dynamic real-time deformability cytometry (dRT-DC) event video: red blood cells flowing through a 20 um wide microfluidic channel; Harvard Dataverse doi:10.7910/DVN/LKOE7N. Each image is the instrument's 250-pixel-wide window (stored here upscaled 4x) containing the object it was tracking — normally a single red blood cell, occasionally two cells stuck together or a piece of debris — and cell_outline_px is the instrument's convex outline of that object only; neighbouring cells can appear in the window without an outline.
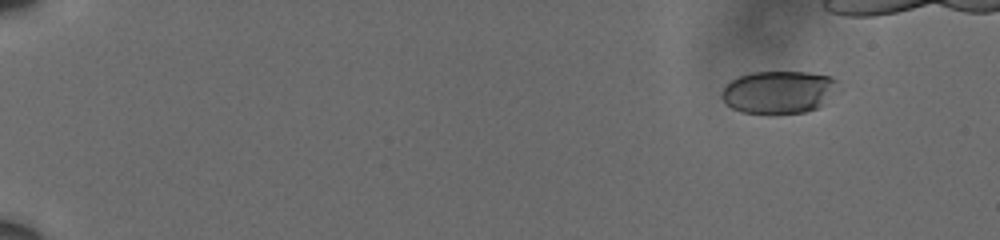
{"species": "human", "species_latin": "Homo sapiens", "temperature_condition": "cold", "stored_images_in_passage": 49, "camera_frame_rate_fps": 3000, "um_per_image_px": 0.085, "donor": {"sex": "male"}, "frame": {"image": 1, "passage_image": 1, "time_ms": 0.0, "image_size_px": [1000, 240], "cell_outline_px": [[836, 80], [824, 104], [820, 108], [804, 112], [772, 116], [744, 112], [732, 108], [720, 96], [724, 88], [732, 80], [740, 76], [752, 72], [808, 72], [832, 76]], "centroid_in_image_um": [66.14, 7.86], "position_along_channel_um": 18.9, "area_um2": 28.9}}
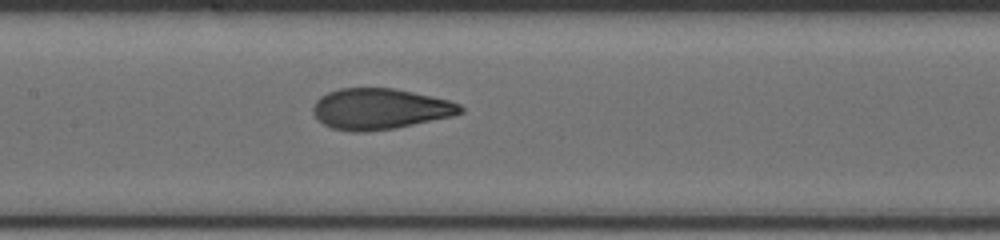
{"frame": {"image": 2, "passage_image": 27, "time_ms": 8.667, "image_size_px": [1000, 240], "cell_outline_px": [[464, 112], [452, 116], [396, 128], [368, 132], [352, 132], [332, 128], [324, 124], [312, 112], [312, 108], [316, 100], [320, 96], [328, 92], [340, 88], [392, 88], [412, 92], [448, 100], [460, 104], [464, 108]], "centroid_in_image_um": [32.28, 9.26], "position_along_channel_um": 175.1, "area_um2": 35.08}}
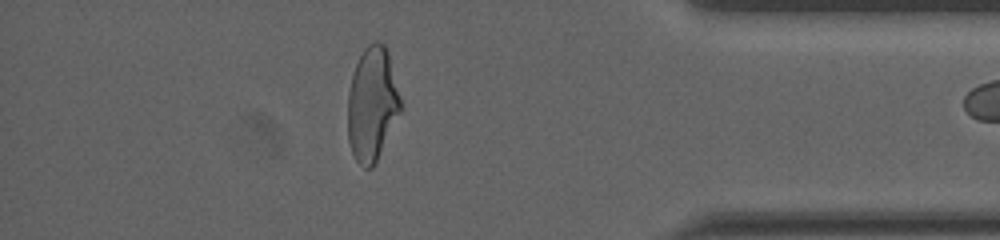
{"frame": {"image": 3, "passage_image": 48, "time_ms": 15.667, "image_size_px": [1000, 240], "cell_outline_px": [[400, 112], [372, 168], [364, 168], [356, 160], [352, 152], [348, 140], [348, 92], [352, 76], [356, 64], [364, 48], [368, 44], [376, 40], [380, 40], [384, 44], [388, 52], [400, 96]], "centroid_in_image_um": [31.62, 8.81], "position_along_channel_um": 403.6, "area_um2": 34.62}}